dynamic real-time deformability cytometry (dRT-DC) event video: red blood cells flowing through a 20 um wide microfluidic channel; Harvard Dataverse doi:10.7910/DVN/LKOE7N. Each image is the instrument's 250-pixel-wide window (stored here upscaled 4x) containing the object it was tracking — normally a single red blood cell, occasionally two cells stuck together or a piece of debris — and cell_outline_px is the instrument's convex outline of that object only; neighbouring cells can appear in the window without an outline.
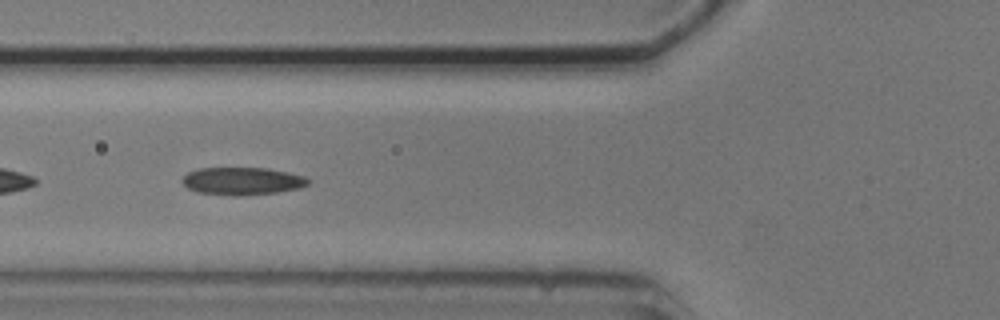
{"species": "common noctule bat (a hibernating species)", "species_latin": "Nyctalus noctula", "temperature_condition": "cold", "stored_images_in_passage": 12, "camera_frame_rate_fps": 3000, "um_per_image_px": 0.085, "animal": {"sex": "male", "body_mass_g": 20.5, "forearm_length_mm": 52.5}, "frame": {"image": 1, "passage_image": 3, "time_ms": 3.333, "image_size_px": [1000, 320], "cell_outline_px": [[312, 180], [308, 184], [300, 188], [276, 192], [240, 196], [232, 196], [196, 192], [188, 188], [180, 180], [188, 172], [200, 168], [268, 168], [288, 172], [304, 176]], "centroid_in_image_um": [20.6, 15.39], "position_along_channel_um": 105.2, "area_um2": 20.4}}
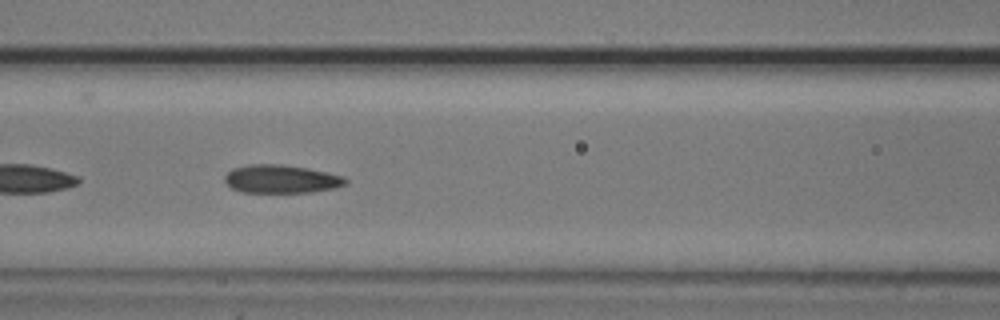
{"frame": {"image": 2, "passage_image": 4, "time_ms": 4.333, "image_size_px": [1000, 320], "cell_outline_px": [[348, 184], [336, 188], [308, 192], [244, 192], [232, 188], [224, 180], [224, 176], [232, 168], [248, 164], [280, 164], [308, 168], [328, 172], [344, 176], [348, 180]], "centroid_in_image_um": [23.93, 15.21], "position_along_channel_um": 142.7, "area_um2": 20.0}}
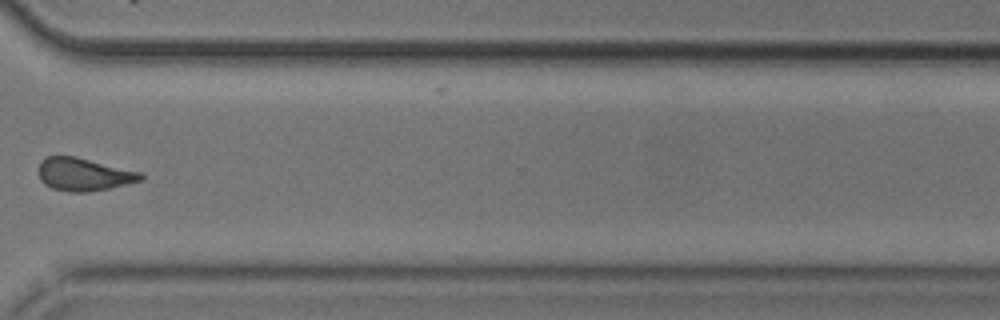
{"frame": {"image": 3, "passage_image": 9, "time_ms": 10.333, "image_size_px": [1000, 320], "cell_outline_px": [[144, 180], [108, 188], [84, 192], [68, 192], [52, 188], [44, 184], [40, 180], [40, 160], [48, 156], [76, 156], [140, 172], [144, 176]], "centroid_in_image_um": [7.12, 14.82], "position_along_channel_um": 363.5, "area_um2": 19.42}, "authors_computed_cell_mechanics": {"area_um2": 19.3919, "velocity_mm_per_s": 3.6844, "shape_relaxation_time_tau1_ms": null, "shape_relaxation_time_tau2_ms": 5.2602, "deformation_change_tau1": null, "deformation_change_tau2": 0.1166}}